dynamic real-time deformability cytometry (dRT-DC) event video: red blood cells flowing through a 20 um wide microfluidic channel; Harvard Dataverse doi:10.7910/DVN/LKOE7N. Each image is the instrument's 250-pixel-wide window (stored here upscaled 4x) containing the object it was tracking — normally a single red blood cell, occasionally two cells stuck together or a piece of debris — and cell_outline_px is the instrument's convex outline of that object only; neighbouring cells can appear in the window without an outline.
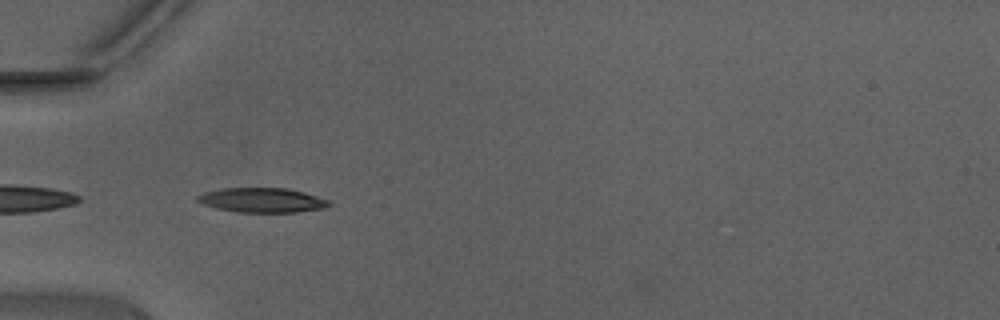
{"species": "Egyptian fruit bat (a non-hibernating species)", "species_latin": "Rousettus aegyptiacus", "temperature_condition": "warm", "stored_images_in_passage": 4, "camera_frame_rate_fps": 3000, "um_per_image_px": 0.085, "animal": {"sex": "male"}, "frame": {"image": 1, "passage_image": 1, "time_ms": 0.0, "image_size_px": [1000, 320], "cell_outline_px": [[332, 204], [320, 208], [296, 212], [236, 212], [216, 208], [204, 204], [196, 200], [196, 196], [204, 192], [224, 188], [288, 188], [304, 192], [328, 200]], "centroid_in_image_um": [22.24, 17.01], "position_along_channel_um": 62.8, "area_um2": 18.67}}